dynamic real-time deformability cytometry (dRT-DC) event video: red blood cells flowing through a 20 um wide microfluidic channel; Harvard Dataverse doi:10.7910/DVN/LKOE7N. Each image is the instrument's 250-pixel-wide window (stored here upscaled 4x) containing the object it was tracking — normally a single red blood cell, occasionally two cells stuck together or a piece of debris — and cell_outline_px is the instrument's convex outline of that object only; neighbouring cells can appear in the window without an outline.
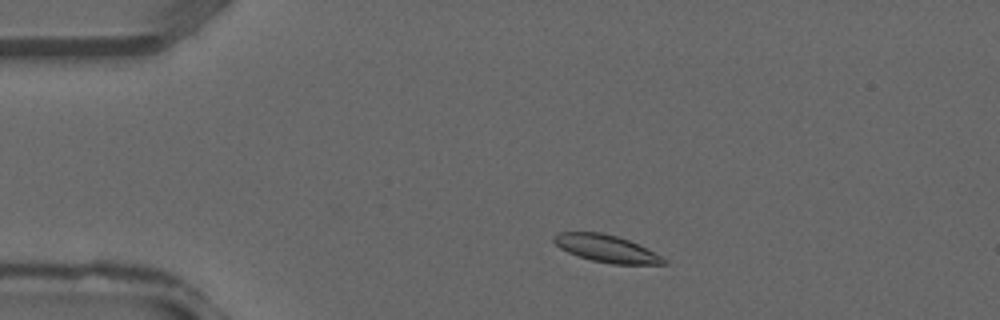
{"species": "common noctule bat (a hibernating species)", "species_latin": "Nyctalus noctula", "temperature_condition": "warm", "stored_images_in_passage": 35, "camera_frame_rate_fps": 3000, "um_per_image_px": 0.085, "animal": {"sex": "male", "forearm_length_mm": 52.5}, "frame": {"image": 1, "passage_image": 5, "time_ms": 1.333, "image_size_px": [1000, 320], "cell_outline_px": [[668, 264], [612, 264], [592, 260], [568, 252], [560, 248], [552, 240], [552, 236], [560, 232], [604, 232], [628, 240], [668, 260]], "centroid_in_image_um": [51.5, 21.12], "position_along_channel_um": 33.5, "area_um2": 17.17}}
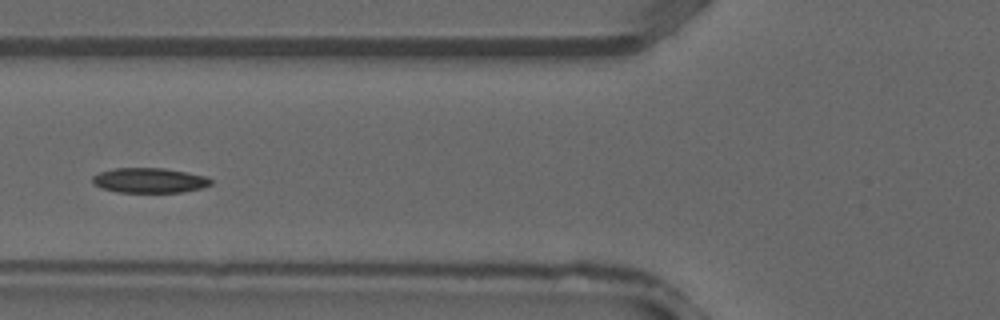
{"frame": {"image": 2, "passage_image": 12, "time_ms": 3.667, "image_size_px": [1000, 320], "cell_outline_px": [[212, 184], [200, 188], [184, 192], [116, 192], [92, 184], [92, 176], [100, 172], [112, 168], [164, 168], [208, 176], [212, 180]], "centroid_in_image_um": [12.71, 15.33], "position_along_channel_um": 113.1, "area_um2": 17.28}}
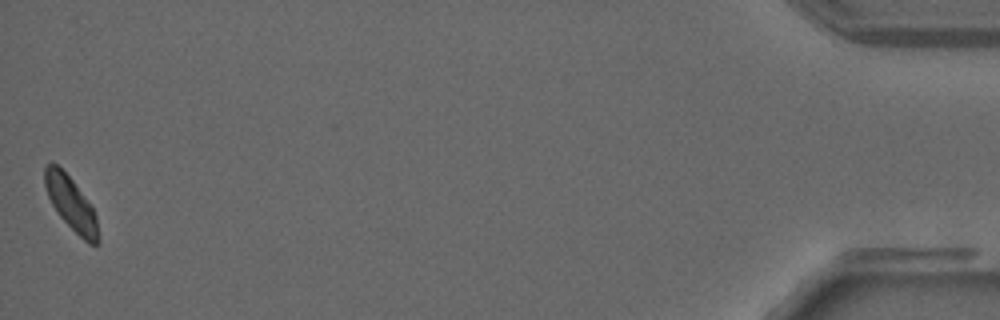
{"frame": {"image": 3, "passage_image": 35, "time_ms": 11.333, "image_size_px": [1000, 320], "cell_outline_px": [[100, 244], [88, 244], [60, 216], [52, 204], [48, 196], [44, 184], [44, 168], [48, 164], [56, 164], [72, 180], [92, 208], [96, 216], [100, 240]], "centroid_in_image_um": [6.04, 17.34], "position_along_channel_um": 429.2, "area_um2": 16.18}}